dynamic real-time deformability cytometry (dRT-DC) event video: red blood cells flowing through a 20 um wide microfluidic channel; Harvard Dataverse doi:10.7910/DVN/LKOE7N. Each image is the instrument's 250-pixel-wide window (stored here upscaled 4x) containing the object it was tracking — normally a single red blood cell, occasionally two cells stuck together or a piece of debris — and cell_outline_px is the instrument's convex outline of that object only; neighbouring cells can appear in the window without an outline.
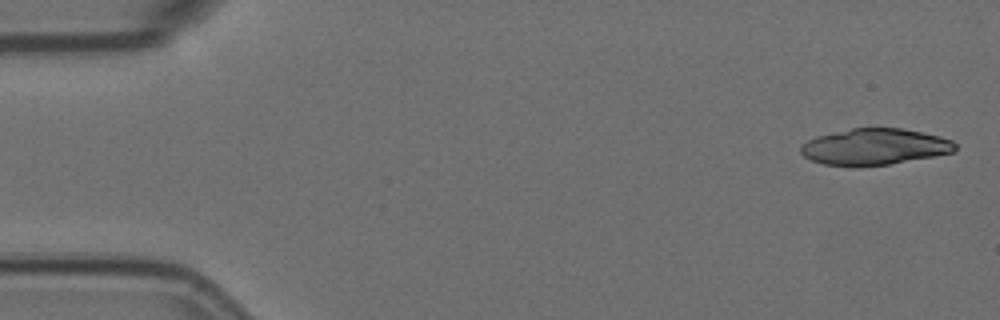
{"species": "Egyptian fruit bat (a non-hibernating species)", "species_latin": "Rousettus aegyptiacus", "temperature_condition": "room temperature", "stored_images_in_passage": 3, "camera_frame_rate_fps": 3000, "um_per_image_px": 0.085, "animal": {"sex": "female"}, "frame": {"image": 1, "passage_image": 1, "time_ms": 0.0, "image_size_px": [1000, 320], "cell_outline_px": [[956, 148], [952, 152], [932, 156], [888, 164], [824, 164], [812, 160], [804, 156], [800, 152], [800, 148], [808, 140], [816, 136], [852, 128], [900, 128], [940, 136], [952, 140], [956, 144]], "centroid_in_image_um": [74.35, 12.44], "position_along_channel_um": 10.7, "area_um2": 31.67}}